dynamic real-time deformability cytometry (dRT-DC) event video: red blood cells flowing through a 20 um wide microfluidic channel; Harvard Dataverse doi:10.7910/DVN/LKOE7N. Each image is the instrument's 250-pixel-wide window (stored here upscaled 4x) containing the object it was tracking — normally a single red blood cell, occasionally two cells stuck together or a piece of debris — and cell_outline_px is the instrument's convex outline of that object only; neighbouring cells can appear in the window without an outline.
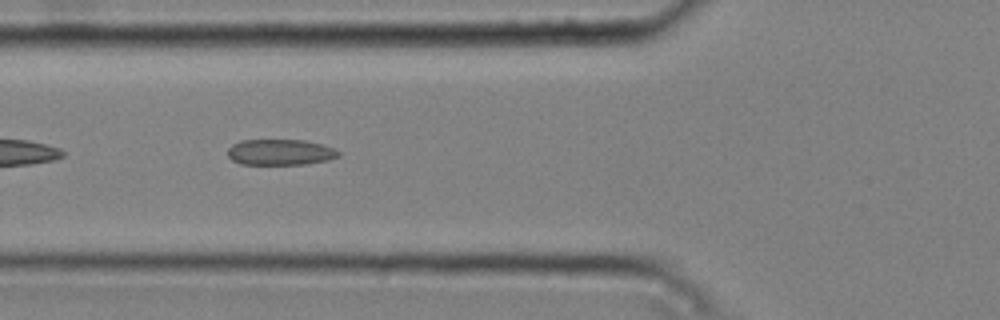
{"species": "common noctule bat (a hibernating species)", "species_latin": "Nyctalus noctula", "temperature_condition": "cold", "stored_images_in_passage": 36, "camera_frame_rate_fps": 3000, "um_per_image_px": 0.085, "animal": {"sex": "male", "body_mass_g": 20.4}, "frame": {"image": 1, "passage_image": 5, "time_ms": 1.333, "image_size_px": [1000, 320], "cell_outline_px": [[340, 156], [328, 160], [308, 164], [240, 164], [232, 160], [228, 156], [228, 148], [232, 144], [240, 140], [304, 140], [320, 144], [332, 148], [340, 152]], "centroid_in_image_um": [23.8, 12.94], "position_along_channel_um": 102.0, "area_um2": 16.7}}
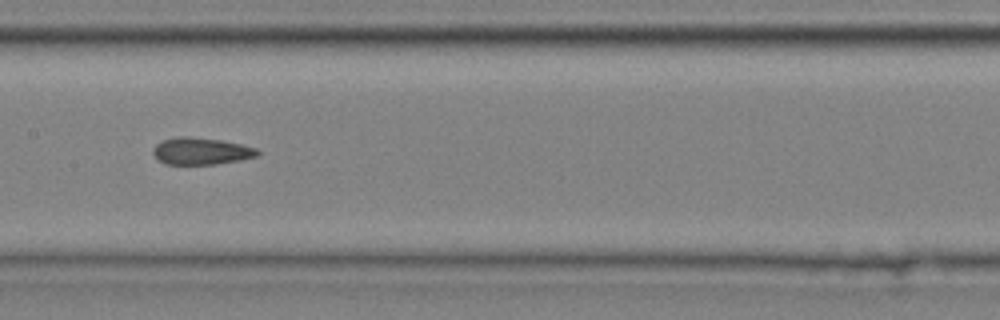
{"frame": {"image": 2, "passage_image": 12, "time_ms": 3.667, "image_size_px": [1000, 320], "cell_outline_px": [[260, 152], [256, 156], [240, 160], [216, 164], [164, 164], [152, 152], [156, 144], [164, 140], [180, 136], [184, 136], [220, 140], [240, 144], [256, 148]], "centroid_in_image_um": [17.1, 12.85], "position_along_channel_um": 190.3, "area_um2": 16.13}}
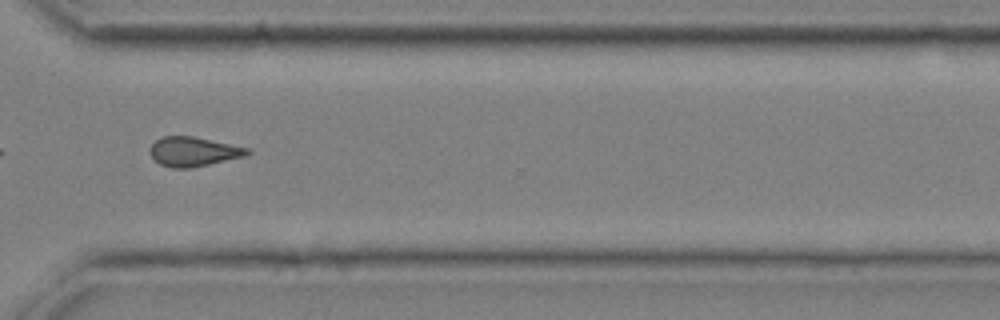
{"frame": {"image": 3, "passage_image": 25, "time_ms": 8.0, "image_size_px": [1000, 320], "cell_outline_px": [[252, 152], [244, 156], [192, 168], [172, 168], [160, 164], [148, 152], [148, 148], [156, 140], [164, 136], [192, 136], [252, 148]], "centroid_in_image_um": [16.45, 12.88], "position_along_channel_um": 354.1, "area_um2": 16.76}, "authors_computed_cell_mechanics": {"area_um2": 16.5308, "velocity_mm_per_s": 3.773, "shape_relaxation_time_tau1_ms": null, "shape_relaxation_time_tau2_ms": 3.0912, "deformation_change_tau1": null, "deformation_change_tau2": 0.1238}}